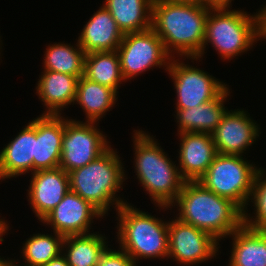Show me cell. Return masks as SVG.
<instances>
[{"mask_svg": "<svg viewBox=\"0 0 266 266\" xmlns=\"http://www.w3.org/2000/svg\"><path fill=\"white\" fill-rule=\"evenodd\" d=\"M209 11L201 2L154 0L151 29L172 58L174 54L180 59L197 58L203 49Z\"/></svg>", "mask_w": 266, "mask_h": 266, "instance_id": "cell-1", "label": "cell"}, {"mask_svg": "<svg viewBox=\"0 0 266 266\" xmlns=\"http://www.w3.org/2000/svg\"><path fill=\"white\" fill-rule=\"evenodd\" d=\"M176 217L221 241L243 224V211L231 200L206 189L198 181H185L173 203ZM176 204V205H175Z\"/></svg>", "mask_w": 266, "mask_h": 266, "instance_id": "cell-2", "label": "cell"}, {"mask_svg": "<svg viewBox=\"0 0 266 266\" xmlns=\"http://www.w3.org/2000/svg\"><path fill=\"white\" fill-rule=\"evenodd\" d=\"M133 132L134 172L139 184L159 209L168 210L181 192L185 180L157 139L140 129Z\"/></svg>", "mask_w": 266, "mask_h": 266, "instance_id": "cell-3", "label": "cell"}, {"mask_svg": "<svg viewBox=\"0 0 266 266\" xmlns=\"http://www.w3.org/2000/svg\"><path fill=\"white\" fill-rule=\"evenodd\" d=\"M263 39L261 9L254 15L244 10L230 8H210L206 20L203 49L197 58H203L207 45H213L221 59L232 60L234 57L254 48L257 41ZM210 43V44H208Z\"/></svg>", "mask_w": 266, "mask_h": 266, "instance_id": "cell-4", "label": "cell"}, {"mask_svg": "<svg viewBox=\"0 0 266 266\" xmlns=\"http://www.w3.org/2000/svg\"><path fill=\"white\" fill-rule=\"evenodd\" d=\"M117 153V149L114 151L110 146L91 163L68 173L70 191L89 202L103 216L108 214L113 205L117 210L128 203L117 194L123 189V182L126 180L125 168Z\"/></svg>", "mask_w": 266, "mask_h": 266, "instance_id": "cell-5", "label": "cell"}, {"mask_svg": "<svg viewBox=\"0 0 266 266\" xmlns=\"http://www.w3.org/2000/svg\"><path fill=\"white\" fill-rule=\"evenodd\" d=\"M117 242L135 263L140 259L167 257L169 253V221L126 203L117 210ZM138 261V262H137Z\"/></svg>", "mask_w": 266, "mask_h": 266, "instance_id": "cell-6", "label": "cell"}, {"mask_svg": "<svg viewBox=\"0 0 266 266\" xmlns=\"http://www.w3.org/2000/svg\"><path fill=\"white\" fill-rule=\"evenodd\" d=\"M259 169L242 155L218 153L198 182L215 194L231 200L244 212L248 210Z\"/></svg>", "mask_w": 266, "mask_h": 266, "instance_id": "cell-7", "label": "cell"}, {"mask_svg": "<svg viewBox=\"0 0 266 266\" xmlns=\"http://www.w3.org/2000/svg\"><path fill=\"white\" fill-rule=\"evenodd\" d=\"M120 60L123 79L128 81L153 69L163 67L167 72L171 56L166 52L163 41L150 28L142 32L126 33L116 50Z\"/></svg>", "mask_w": 266, "mask_h": 266, "instance_id": "cell-8", "label": "cell"}, {"mask_svg": "<svg viewBox=\"0 0 266 266\" xmlns=\"http://www.w3.org/2000/svg\"><path fill=\"white\" fill-rule=\"evenodd\" d=\"M96 122L65 117L62 154L59 167L67 173L83 167L103 154L111 145Z\"/></svg>", "mask_w": 266, "mask_h": 266, "instance_id": "cell-9", "label": "cell"}, {"mask_svg": "<svg viewBox=\"0 0 266 266\" xmlns=\"http://www.w3.org/2000/svg\"><path fill=\"white\" fill-rule=\"evenodd\" d=\"M171 58L167 69L176 89V108H192L214 100L229 85L207 71Z\"/></svg>", "mask_w": 266, "mask_h": 266, "instance_id": "cell-10", "label": "cell"}, {"mask_svg": "<svg viewBox=\"0 0 266 266\" xmlns=\"http://www.w3.org/2000/svg\"><path fill=\"white\" fill-rule=\"evenodd\" d=\"M169 253L180 265H196L214 259L220 245L209 233L185 223L177 217L169 220Z\"/></svg>", "mask_w": 266, "mask_h": 266, "instance_id": "cell-11", "label": "cell"}, {"mask_svg": "<svg viewBox=\"0 0 266 266\" xmlns=\"http://www.w3.org/2000/svg\"><path fill=\"white\" fill-rule=\"evenodd\" d=\"M104 217L78 194L69 191L41 222L62 236L90 234L93 219Z\"/></svg>", "mask_w": 266, "mask_h": 266, "instance_id": "cell-12", "label": "cell"}, {"mask_svg": "<svg viewBox=\"0 0 266 266\" xmlns=\"http://www.w3.org/2000/svg\"><path fill=\"white\" fill-rule=\"evenodd\" d=\"M243 109L227 110L212 133L219 154L242 155L259 137L260 126ZM260 132V133H259ZM255 141V142H254Z\"/></svg>", "mask_w": 266, "mask_h": 266, "instance_id": "cell-13", "label": "cell"}, {"mask_svg": "<svg viewBox=\"0 0 266 266\" xmlns=\"http://www.w3.org/2000/svg\"><path fill=\"white\" fill-rule=\"evenodd\" d=\"M31 176L28 202L37 220H42L70 191L69 174L62 168L38 170Z\"/></svg>", "mask_w": 266, "mask_h": 266, "instance_id": "cell-14", "label": "cell"}, {"mask_svg": "<svg viewBox=\"0 0 266 266\" xmlns=\"http://www.w3.org/2000/svg\"><path fill=\"white\" fill-rule=\"evenodd\" d=\"M178 151V169L185 181H198L218 154L212 134L183 132Z\"/></svg>", "mask_w": 266, "mask_h": 266, "instance_id": "cell-15", "label": "cell"}, {"mask_svg": "<svg viewBox=\"0 0 266 266\" xmlns=\"http://www.w3.org/2000/svg\"><path fill=\"white\" fill-rule=\"evenodd\" d=\"M64 132L65 117L61 115L42 114L35 118L33 172L59 167Z\"/></svg>", "mask_w": 266, "mask_h": 266, "instance_id": "cell-16", "label": "cell"}, {"mask_svg": "<svg viewBox=\"0 0 266 266\" xmlns=\"http://www.w3.org/2000/svg\"><path fill=\"white\" fill-rule=\"evenodd\" d=\"M0 151V180L33 173L35 118Z\"/></svg>", "mask_w": 266, "mask_h": 266, "instance_id": "cell-17", "label": "cell"}, {"mask_svg": "<svg viewBox=\"0 0 266 266\" xmlns=\"http://www.w3.org/2000/svg\"><path fill=\"white\" fill-rule=\"evenodd\" d=\"M123 36L110 12L102 5L86 22L77 42L86 54L115 51L121 44Z\"/></svg>", "mask_w": 266, "mask_h": 266, "instance_id": "cell-18", "label": "cell"}, {"mask_svg": "<svg viewBox=\"0 0 266 266\" xmlns=\"http://www.w3.org/2000/svg\"><path fill=\"white\" fill-rule=\"evenodd\" d=\"M39 78L36 95L46 107L43 115H62V110L74 103L80 77L43 70Z\"/></svg>", "mask_w": 266, "mask_h": 266, "instance_id": "cell-19", "label": "cell"}, {"mask_svg": "<svg viewBox=\"0 0 266 266\" xmlns=\"http://www.w3.org/2000/svg\"><path fill=\"white\" fill-rule=\"evenodd\" d=\"M229 86L214 100L192 108H175L178 134L198 132L212 134L228 108L224 106L230 96Z\"/></svg>", "mask_w": 266, "mask_h": 266, "instance_id": "cell-20", "label": "cell"}, {"mask_svg": "<svg viewBox=\"0 0 266 266\" xmlns=\"http://www.w3.org/2000/svg\"><path fill=\"white\" fill-rule=\"evenodd\" d=\"M228 237L233 241L228 266H266V231L242 224Z\"/></svg>", "mask_w": 266, "mask_h": 266, "instance_id": "cell-21", "label": "cell"}, {"mask_svg": "<svg viewBox=\"0 0 266 266\" xmlns=\"http://www.w3.org/2000/svg\"><path fill=\"white\" fill-rule=\"evenodd\" d=\"M154 0H105L103 6L110 12L123 34L142 32L151 28Z\"/></svg>", "mask_w": 266, "mask_h": 266, "instance_id": "cell-22", "label": "cell"}, {"mask_svg": "<svg viewBox=\"0 0 266 266\" xmlns=\"http://www.w3.org/2000/svg\"><path fill=\"white\" fill-rule=\"evenodd\" d=\"M117 93L84 76L79 78L74 104L80 105L86 115V122H96L107 114L117 102ZM76 102V103H75ZM110 109V110H109Z\"/></svg>", "mask_w": 266, "mask_h": 266, "instance_id": "cell-23", "label": "cell"}, {"mask_svg": "<svg viewBox=\"0 0 266 266\" xmlns=\"http://www.w3.org/2000/svg\"><path fill=\"white\" fill-rule=\"evenodd\" d=\"M99 232L64 237L62 254L69 266H97L102 252L109 245Z\"/></svg>", "mask_w": 266, "mask_h": 266, "instance_id": "cell-24", "label": "cell"}, {"mask_svg": "<svg viewBox=\"0 0 266 266\" xmlns=\"http://www.w3.org/2000/svg\"><path fill=\"white\" fill-rule=\"evenodd\" d=\"M84 77L113 89H118L123 79L117 51L91 52L85 56Z\"/></svg>", "mask_w": 266, "mask_h": 266, "instance_id": "cell-25", "label": "cell"}, {"mask_svg": "<svg viewBox=\"0 0 266 266\" xmlns=\"http://www.w3.org/2000/svg\"><path fill=\"white\" fill-rule=\"evenodd\" d=\"M75 46L63 42L47 46L42 63L43 70L60 72L76 77L84 76L86 53L78 42Z\"/></svg>", "mask_w": 266, "mask_h": 266, "instance_id": "cell-26", "label": "cell"}, {"mask_svg": "<svg viewBox=\"0 0 266 266\" xmlns=\"http://www.w3.org/2000/svg\"><path fill=\"white\" fill-rule=\"evenodd\" d=\"M53 233L54 236L48 233L33 234L26 240L21 252L24 266H43L62 253L64 236Z\"/></svg>", "mask_w": 266, "mask_h": 266, "instance_id": "cell-27", "label": "cell"}, {"mask_svg": "<svg viewBox=\"0 0 266 266\" xmlns=\"http://www.w3.org/2000/svg\"><path fill=\"white\" fill-rule=\"evenodd\" d=\"M265 173V174H264ZM266 172L260 167L253 183L250 202L253 203L255 216L250 217L248 211L243 212V224L260 231H266ZM251 218V219H250Z\"/></svg>", "mask_w": 266, "mask_h": 266, "instance_id": "cell-28", "label": "cell"}, {"mask_svg": "<svg viewBox=\"0 0 266 266\" xmlns=\"http://www.w3.org/2000/svg\"><path fill=\"white\" fill-rule=\"evenodd\" d=\"M97 266H138L122 248L116 251L108 246L102 252Z\"/></svg>", "mask_w": 266, "mask_h": 266, "instance_id": "cell-29", "label": "cell"}, {"mask_svg": "<svg viewBox=\"0 0 266 266\" xmlns=\"http://www.w3.org/2000/svg\"><path fill=\"white\" fill-rule=\"evenodd\" d=\"M203 3L209 8H231L232 0H204Z\"/></svg>", "mask_w": 266, "mask_h": 266, "instance_id": "cell-30", "label": "cell"}, {"mask_svg": "<svg viewBox=\"0 0 266 266\" xmlns=\"http://www.w3.org/2000/svg\"><path fill=\"white\" fill-rule=\"evenodd\" d=\"M43 266H69L65 256L61 253Z\"/></svg>", "mask_w": 266, "mask_h": 266, "instance_id": "cell-31", "label": "cell"}, {"mask_svg": "<svg viewBox=\"0 0 266 266\" xmlns=\"http://www.w3.org/2000/svg\"><path fill=\"white\" fill-rule=\"evenodd\" d=\"M18 261L16 262V260H14V259H9L8 258V260L7 259H3V261L1 262V264H0V266H19L18 265Z\"/></svg>", "mask_w": 266, "mask_h": 266, "instance_id": "cell-32", "label": "cell"}, {"mask_svg": "<svg viewBox=\"0 0 266 266\" xmlns=\"http://www.w3.org/2000/svg\"><path fill=\"white\" fill-rule=\"evenodd\" d=\"M0 222L3 223V235H5V233L7 235V231H9L8 229L10 227V226H8L9 223H7V221L5 219H2V218L0 219Z\"/></svg>", "mask_w": 266, "mask_h": 266, "instance_id": "cell-33", "label": "cell"}, {"mask_svg": "<svg viewBox=\"0 0 266 266\" xmlns=\"http://www.w3.org/2000/svg\"><path fill=\"white\" fill-rule=\"evenodd\" d=\"M3 236H4V235H3V223L0 222V239H3V238H2Z\"/></svg>", "mask_w": 266, "mask_h": 266, "instance_id": "cell-34", "label": "cell"}, {"mask_svg": "<svg viewBox=\"0 0 266 266\" xmlns=\"http://www.w3.org/2000/svg\"><path fill=\"white\" fill-rule=\"evenodd\" d=\"M186 1H196V2H201V3H203L204 0H186Z\"/></svg>", "mask_w": 266, "mask_h": 266, "instance_id": "cell-35", "label": "cell"}, {"mask_svg": "<svg viewBox=\"0 0 266 266\" xmlns=\"http://www.w3.org/2000/svg\"><path fill=\"white\" fill-rule=\"evenodd\" d=\"M3 259H4V258H2V257L0 256V264H1V262L3 261Z\"/></svg>", "mask_w": 266, "mask_h": 266, "instance_id": "cell-36", "label": "cell"}]
</instances>
